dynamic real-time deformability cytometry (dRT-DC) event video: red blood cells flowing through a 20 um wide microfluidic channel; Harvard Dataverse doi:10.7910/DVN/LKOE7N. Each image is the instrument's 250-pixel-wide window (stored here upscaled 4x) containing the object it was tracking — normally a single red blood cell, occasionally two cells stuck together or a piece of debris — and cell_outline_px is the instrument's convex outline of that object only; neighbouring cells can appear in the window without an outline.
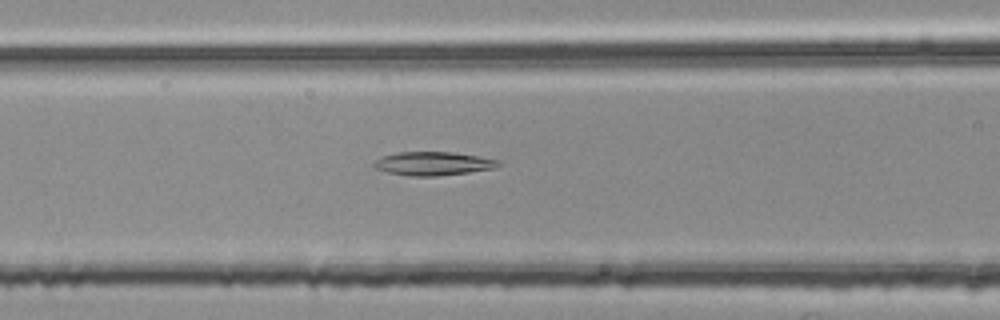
{"species": "common noctule bat (a hibernating species)", "species_latin": "Nyctalus noctula", "temperature_condition": "room temperature", "stored_images_in_passage": 34, "segment_of_instrument_passage": [2, 2], "camera_frame_rate_fps": 3000, "um_per_image_px": 0.085, "animal": {"sex": "female", "body_mass_g": 25.1}, "frame": {"image": 1, "passage_image": 22, "time_ms": 7.0, "image_size_px": [1000, 320], "cell_outline_px": [[500, 164], [496, 168], [468, 172], [436, 176], [408, 176], [388, 172], [376, 168], [372, 164], [376, 160], [384, 156], [396, 152], [452, 152], [476, 156], [496, 160]], "centroid_in_image_um": [36.78, 13.9], "position_along_channel_um": 129.8, "area_um2": 16.82}}
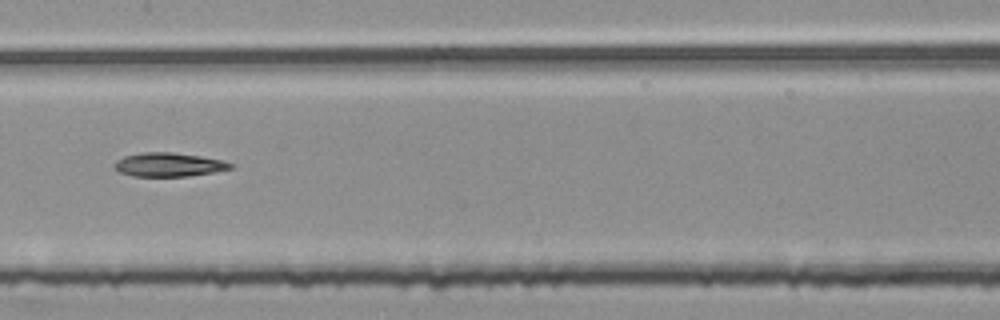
{"frame": {"image": 2, "passage_image": 27, "time_ms": 8.667, "image_size_px": [1000, 320], "cell_outline_px": [[232, 168], [212, 172], [188, 176], [132, 176], [120, 172], [112, 164], [116, 160], [124, 156], [144, 152], [172, 152], [200, 156], [224, 160], [232, 164]], "centroid_in_image_um": [14.32, 13.99], "position_along_channel_um": 193.1, "area_um2": 16.01}}